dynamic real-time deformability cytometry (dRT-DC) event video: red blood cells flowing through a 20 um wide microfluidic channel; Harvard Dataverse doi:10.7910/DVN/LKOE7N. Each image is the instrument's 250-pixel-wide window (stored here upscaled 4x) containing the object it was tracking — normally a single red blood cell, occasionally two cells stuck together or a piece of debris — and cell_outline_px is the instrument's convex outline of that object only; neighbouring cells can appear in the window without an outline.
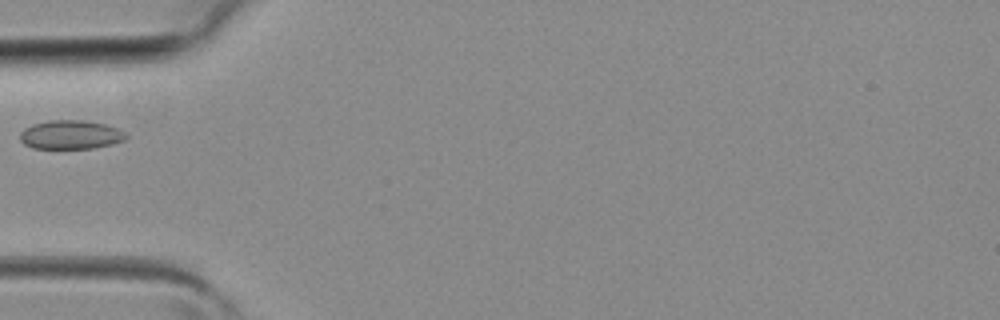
{"species": "common noctule bat (a hibernating species)", "species_latin": "Nyctalus noctula", "temperature_condition": "room temperature", "stored_images_in_passage": 1, "camera_frame_rate_fps": 3000, "um_per_image_px": 0.085, "animal": {"sex": "female", "body_mass_g": 19.3, "forearm_length_mm": 54.1}, "frame": {"image": 1, "passage_image": 1, "time_ms": 0.0, "image_size_px": [1000, 320], "cell_outline_px": [[128, 136], [124, 140], [112, 144], [92, 148], [32, 148], [24, 144], [20, 140], [20, 132], [24, 128], [32, 124], [48, 120], [84, 120], [104, 124], [120, 128]], "centroid_in_image_um": [6.0, 11.44], "position_along_channel_um": 79.0, "area_um2": 17.92}}